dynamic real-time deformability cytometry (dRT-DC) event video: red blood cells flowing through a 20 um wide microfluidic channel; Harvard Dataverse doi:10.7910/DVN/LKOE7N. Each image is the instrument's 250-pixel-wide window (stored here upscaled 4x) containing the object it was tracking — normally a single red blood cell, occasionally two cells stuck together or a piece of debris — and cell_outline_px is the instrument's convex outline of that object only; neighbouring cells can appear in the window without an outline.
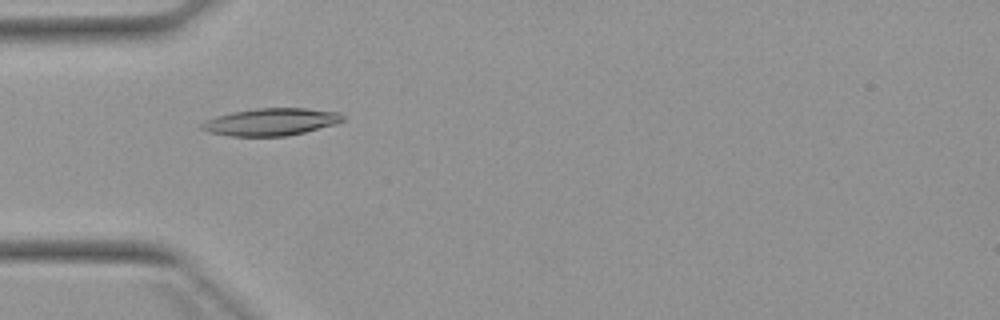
{"species": "Egyptian fruit bat (a non-hibernating species)", "species_latin": "Rousettus aegyptiacus", "temperature_condition": "warm", "stored_images_in_passage": 4, "camera_frame_rate_fps": 3000, "um_per_image_px": 0.085, "animal": {"sex": "female"}, "frame": {"image": 1, "passage_image": 4, "time_ms": 4.0, "image_size_px": [1000, 320], "cell_outline_px": [[344, 120], [336, 124], [288, 136], [228, 136], [208, 132], [200, 128], [200, 124], [216, 116], [232, 112], [256, 108], [304, 108], [340, 112], [344, 116]], "centroid_in_image_um": [23.04, 10.36], "position_along_channel_um": 62.0, "area_um2": 22.48}}